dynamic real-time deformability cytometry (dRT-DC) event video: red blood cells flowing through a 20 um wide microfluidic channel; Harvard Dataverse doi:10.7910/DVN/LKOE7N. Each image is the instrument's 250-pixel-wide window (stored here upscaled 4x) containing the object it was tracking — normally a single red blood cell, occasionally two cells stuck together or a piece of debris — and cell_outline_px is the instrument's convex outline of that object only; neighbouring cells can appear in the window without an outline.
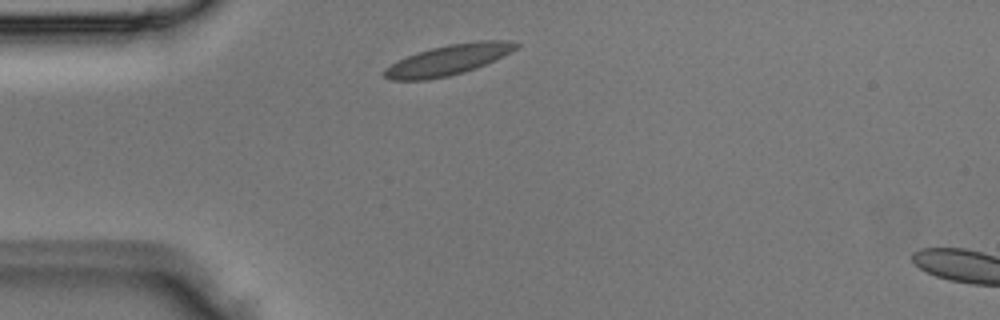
{"species": "Egyptian fruit bat (a non-hibernating species)", "species_latin": "Rousettus aegyptiacus", "temperature_condition": "room temperature", "stored_images_in_passage": 2, "segment_of_instrument_passage": [1, 2], "camera_frame_rate_fps": 3000, "um_per_image_px": 0.085, "animal": {"sex": "male"}, "frame": {"image": 1, "passage_image": 1, "time_ms": 0.0, "image_size_px": [1000, 320], "cell_outline_px": [[520, 44], [516, 48], [504, 56], [476, 68], [464, 72], [448, 76], [428, 80], [388, 80], [384, 76], [384, 68], [396, 60], [432, 48], [448, 44], [480, 40], [508, 40]], "centroid_in_image_um": [38.09, 5.09], "position_along_channel_um": 46.9, "area_um2": 23.29}}